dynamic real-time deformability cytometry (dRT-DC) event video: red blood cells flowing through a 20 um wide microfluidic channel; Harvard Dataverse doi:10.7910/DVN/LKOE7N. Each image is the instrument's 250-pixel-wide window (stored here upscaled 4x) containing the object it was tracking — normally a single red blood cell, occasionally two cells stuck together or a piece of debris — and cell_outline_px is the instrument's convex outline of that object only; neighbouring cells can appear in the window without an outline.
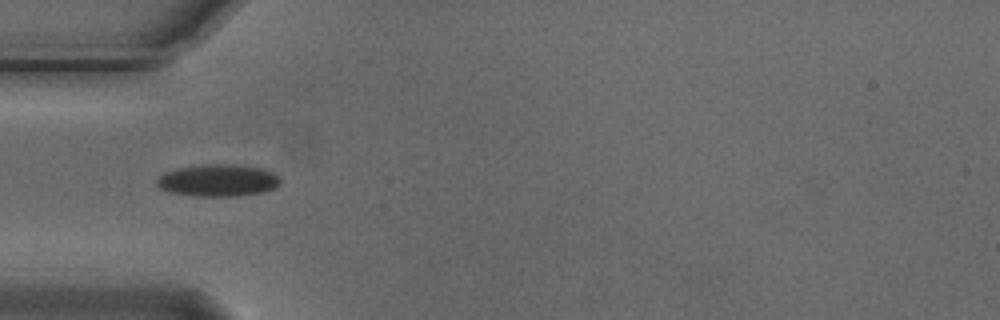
{"species": "Egyptian fruit bat (a non-hibernating species)", "species_latin": "Rousettus aegyptiacus", "temperature_condition": "cold", "stored_images_in_passage": 5, "camera_frame_rate_fps": 3000, "um_per_image_px": 0.085, "animal": {"sex": "male"}, "frame": {"image": 1, "passage_image": 3, "time_ms": 0.667, "image_size_px": [1000, 320], "cell_outline_px": [[280, 184], [276, 188], [264, 192], [236, 196], [192, 196], [168, 192], [160, 188], [156, 184], [156, 180], [164, 172], [176, 168], [204, 164], [236, 164], [260, 168], [272, 172], [280, 180]], "centroid_in_image_um": [18.5, 15.33], "position_along_channel_um": 66.5, "area_um2": 23.29}}
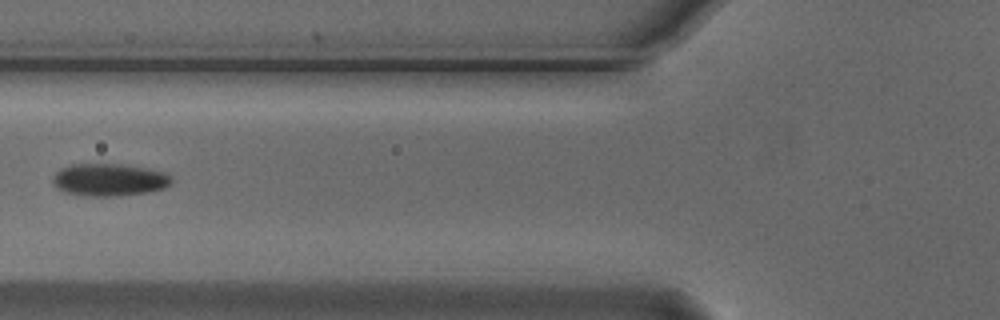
{"frame": {"image": 2, "passage_image": 4, "time_ms": 1.0, "image_size_px": [1000, 320], "cell_outline_px": [[172, 180], [164, 188], [144, 192], [116, 196], [88, 196], [64, 192], [56, 188], [52, 184], [52, 176], [60, 168], [72, 164], [120, 164], [148, 168], [164, 172], [172, 176]], "centroid_in_image_um": [9.23, 15.27], "position_along_channel_um": 116.6, "area_um2": 22.48}}
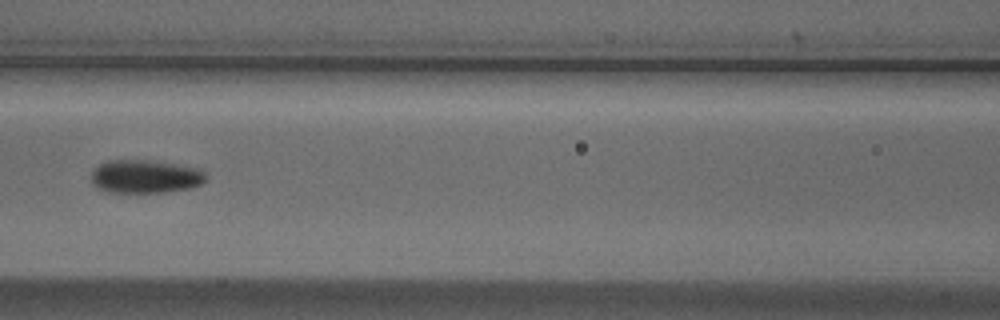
{"frame": {"image": 3, "passage_image": 5, "time_ms": 1.333, "image_size_px": [1000, 320], "cell_outline_px": [[208, 180], [192, 188], [164, 192], [108, 192], [96, 188], [92, 184], [92, 172], [100, 164], [108, 160], [148, 160], [176, 164], [200, 168], [208, 176]], "centroid_in_image_um": [12.38, 15.0], "position_along_channel_um": 154.2, "area_um2": 22.43}}